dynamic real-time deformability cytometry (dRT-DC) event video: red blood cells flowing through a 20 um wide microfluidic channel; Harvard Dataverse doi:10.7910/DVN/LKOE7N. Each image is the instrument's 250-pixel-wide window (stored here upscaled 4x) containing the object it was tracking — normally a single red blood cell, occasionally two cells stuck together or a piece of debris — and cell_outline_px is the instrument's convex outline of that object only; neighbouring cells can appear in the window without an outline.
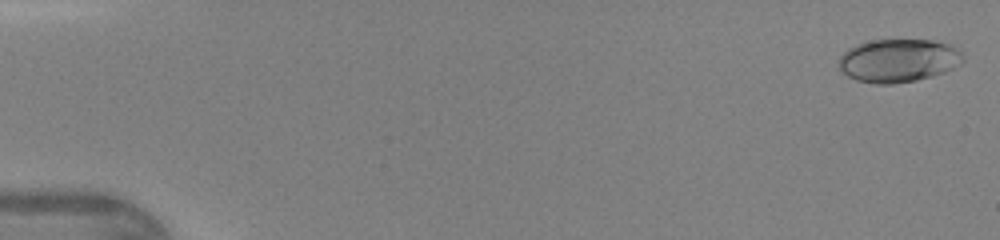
{"species": "human", "species_latin": "Homo sapiens", "temperature_condition": "warm", "stored_images_in_passage": 46, "camera_frame_rate_fps": 3000, "um_per_image_px": 0.085, "donor": {"sex": "female"}, "frame": {"image": 1, "passage_image": 1, "time_ms": 0.0, "image_size_px": [1000, 240], "cell_outline_px": [[964, 60], [960, 64], [944, 72], [932, 76], [916, 80], [892, 84], [876, 84], [856, 80], [848, 76], [840, 68], [840, 56], [848, 48], [856, 44], [872, 40], [932, 40], [948, 44], [956, 48], [964, 56]], "centroid_in_image_um": [76.36, 5.14], "position_along_channel_um": 8.6, "area_um2": 31.15}}
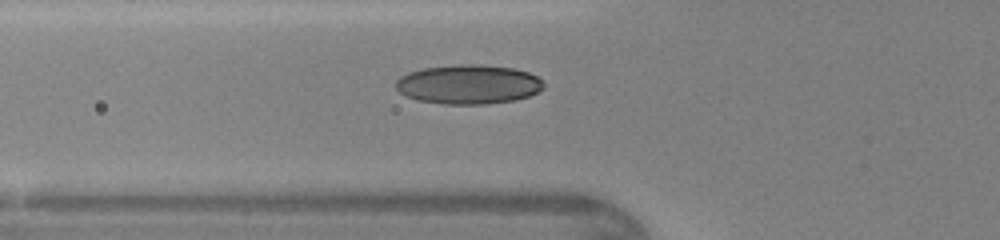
{"frame": {"image": 2, "passage_image": 17, "time_ms": 5.333, "image_size_px": [1000, 240], "cell_outline_px": [[544, 88], [528, 96], [516, 100], [488, 104], [444, 104], [416, 100], [404, 96], [396, 88], [396, 80], [400, 76], [408, 72], [424, 68], [460, 64], [480, 64], [512, 68], [528, 72], [536, 76], [544, 84]], "centroid_in_image_um": [39.79, 7.17], "position_along_channel_um": 86.0, "area_um2": 33.99}}
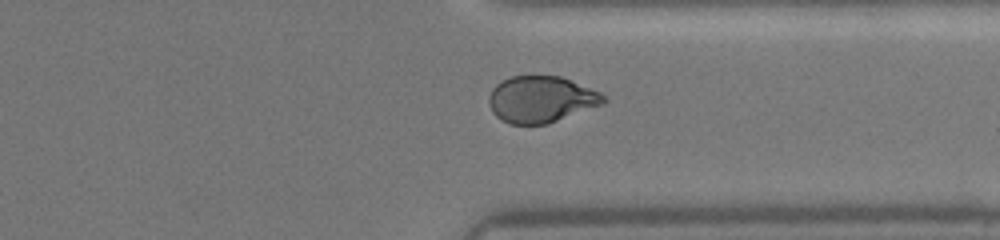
{"frame": {"image": 3, "passage_image": 36, "time_ms": 11.667, "image_size_px": [1000, 240], "cell_outline_px": [[604, 104], [548, 124], [508, 124], [500, 120], [492, 112], [488, 104], [488, 96], [492, 88], [496, 84], [512, 76], [560, 76], [600, 92], [604, 96]], "centroid_in_image_um": [45.96, 8.46], "position_along_channel_um": 365.4, "area_um2": 31.1}, "authors_computed_cell_mechanics": {"area_um2": 31.5299, "velocity_mm_per_s": 4.3992, "shape_relaxation_time_tau1_ms": 4.1019, "shape_relaxation_time_tau2_ms": 1.0909, "deformation_change_tau1": 0.1536, "deformation_change_tau2": 0.0534}}